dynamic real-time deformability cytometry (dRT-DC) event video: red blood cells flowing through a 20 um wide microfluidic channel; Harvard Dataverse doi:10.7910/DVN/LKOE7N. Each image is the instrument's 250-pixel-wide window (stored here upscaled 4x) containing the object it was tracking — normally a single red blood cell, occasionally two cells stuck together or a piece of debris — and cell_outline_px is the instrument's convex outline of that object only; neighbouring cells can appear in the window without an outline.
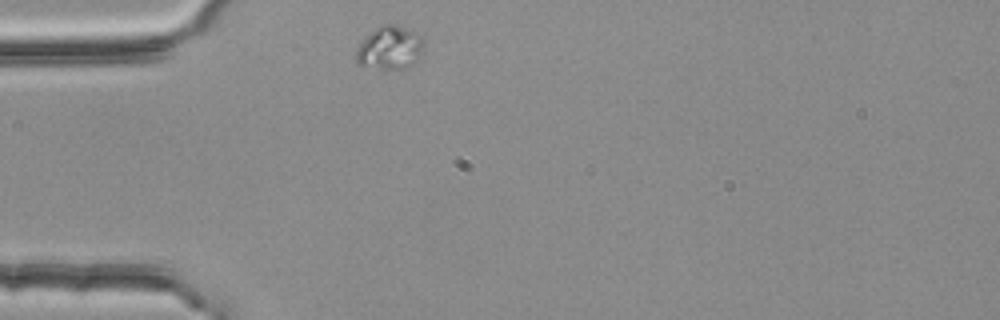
{"species": "common noctule bat (a hibernating species)", "species_latin": "Nyctalus noctula", "temperature_condition": "room temperature", "stored_images_in_passage": 1, "camera_frame_rate_fps": 3000, "um_per_image_px": 0.085, "animal": {"sex": "female", "body_mass_g": 25.1}, "frame": {"image": 1, "passage_image": 1, "time_ms": 0.0, "image_size_px": [1000, 320], "cell_outline_px": [[424, 40], [420, 56], [412, 64], [404, 68], [380, 68], [356, 64], [356, 48], [368, 32], [384, 24], [396, 24], [416, 32]], "centroid_in_image_um": [33.11, 4.04], "position_along_channel_um": 51.9, "area_um2": 16.99}}